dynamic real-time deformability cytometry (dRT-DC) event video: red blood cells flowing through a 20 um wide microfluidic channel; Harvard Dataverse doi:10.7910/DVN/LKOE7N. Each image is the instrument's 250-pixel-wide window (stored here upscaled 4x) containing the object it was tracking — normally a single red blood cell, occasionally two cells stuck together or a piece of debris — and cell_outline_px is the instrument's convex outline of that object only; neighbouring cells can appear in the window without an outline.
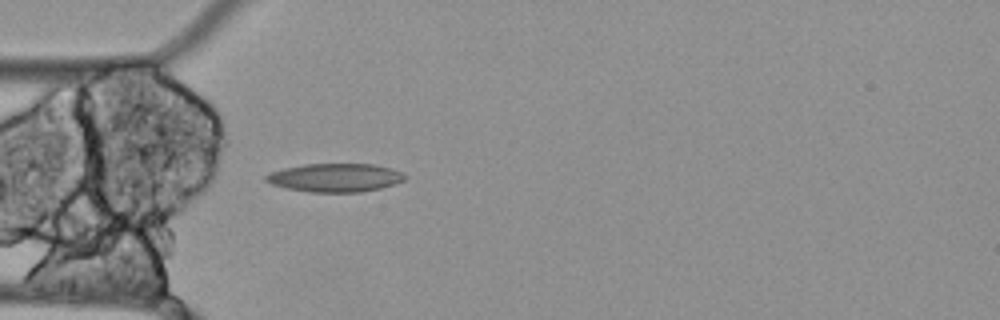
{"species": "Egyptian fruit bat (a non-hibernating species)", "species_latin": "Rousettus aegyptiacus", "temperature_condition": "cold", "stored_images_in_passage": 37, "camera_frame_rate_fps": 3000, "um_per_image_px": 0.085, "animal": {"sex": "female"}, "frame": {"image": 1, "passage_image": 1, "time_ms": 0.0, "image_size_px": [1000, 320], "cell_outline_px": [[408, 176], [404, 180], [396, 184], [380, 188], [360, 192], [308, 192], [288, 188], [272, 184], [264, 180], [264, 176], [268, 172], [284, 168], [304, 164], [376, 164], [400, 172]], "centroid_in_image_um": [28.47, 15.1], "position_along_channel_um": 56.5, "area_um2": 23.06}}
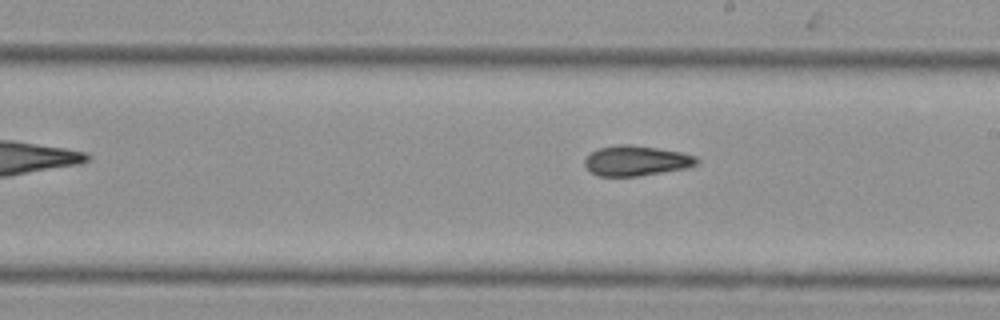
{"frame": {"image": 2, "passage_image": 16, "time_ms": 5.0, "image_size_px": [1000, 320], "cell_outline_px": [[700, 160], [696, 164], [688, 168], [636, 176], [596, 176], [584, 164], [584, 160], [592, 152], [600, 148], [616, 144], [628, 144], [656, 148], [680, 152], [696, 156]], "centroid_in_image_um": [54.09, 13.66], "position_along_channel_um": 234.9, "area_um2": 19.54}}
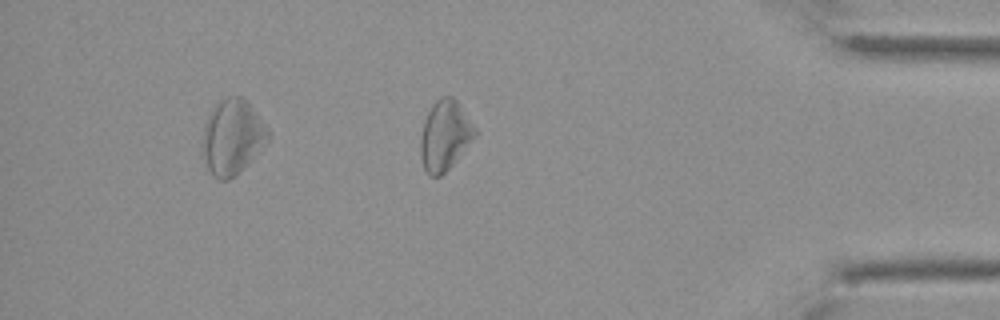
{"frame": {"image": 3, "passage_image": 33, "time_ms": 10.667, "image_size_px": [1000, 320], "cell_outline_px": [[476, 136], [452, 164], [440, 176], [428, 176], [424, 168], [420, 156], [420, 136], [424, 120], [432, 104], [440, 96], [452, 96], [460, 104], [476, 128]], "centroid_in_image_um": [37.8, 11.49], "position_along_channel_um": 397.4, "area_um2": 22.2}, "authors_computed_cell_mechanics": {"area_um2": 20.1144, "velocity_mm_per_s": 3.4461, "shape_relaxation_time_tau1_ms": null, "shape_relaxation_time_tau2_ms": 9.9371, "deformation_change_tau1": null, "deformation_change_tau2": 0.2212}}